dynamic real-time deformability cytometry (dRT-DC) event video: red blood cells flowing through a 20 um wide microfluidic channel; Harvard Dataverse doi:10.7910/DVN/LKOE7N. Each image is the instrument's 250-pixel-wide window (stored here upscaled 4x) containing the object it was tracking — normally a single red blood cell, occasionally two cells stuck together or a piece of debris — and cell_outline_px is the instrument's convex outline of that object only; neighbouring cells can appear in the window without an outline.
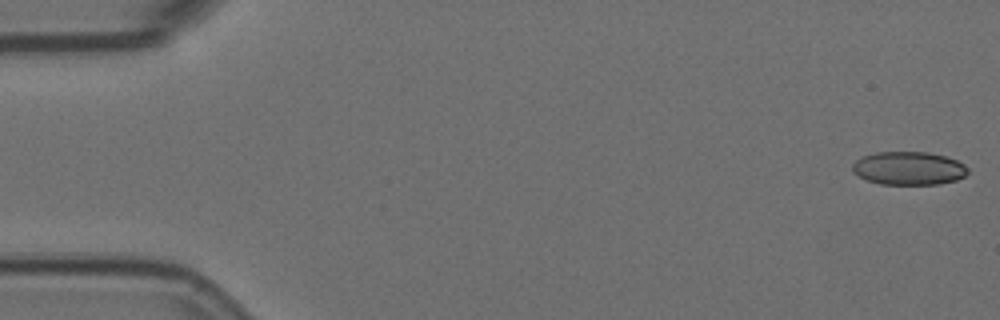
{"species": "Egyptian fruit bat (a non-hibernating species)", "species_latin": "Rousettus aegyptiacus", "temperature_condition": "room temperature", "stored_images_in_passage": 57, "camera_frame_rate_fps": 3000, "um_per_image_px": 0.085, "animal": {"sex": "female"}, "frame": {"image": 1, "passage_image": 1, "time_ms": 0.0, "image_size_px": [1000, 320], "cell_outline_px": [[968, 172], [964, 176], [956, 180], [936, 184], [880, 184], [868, 180], [852, 172], [852, 164], [856, 160], [864, 156], [876, 152], [928, 152], [948, 156], [964, 164], [968, 168]], "centroid_in_image_um": [77.25, 14.29], "position_along_channel_um": 7.7, "area_um2": 22.37}}
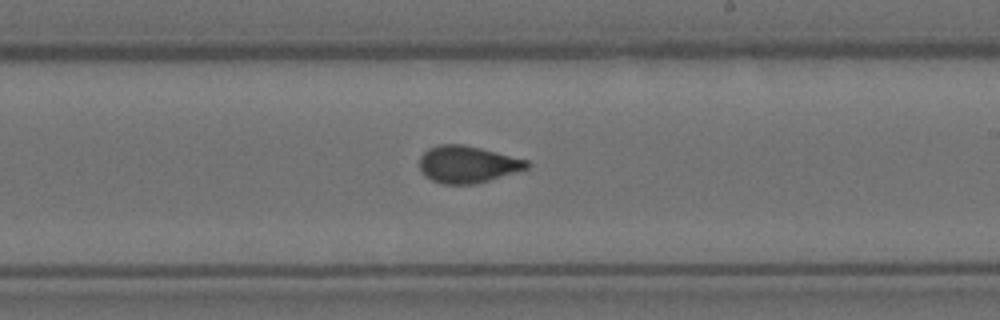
{"frame": {"image": 2, "passage_image": 33, "time_ms": 10.667, "image_size_px": [1000, 320], "cell_outline_px": [[532, 164], [528, 168], [476, 184], [444, 184], [432, 180], [424, 176], [420, 172], [420, 156], [428, 148], [440, 144], [464, 144], [528, 160]], "centroid_in_image_um": [39.72, 13.97], "position_along_channel_um": 249.3, "area_um2": 23.18}}
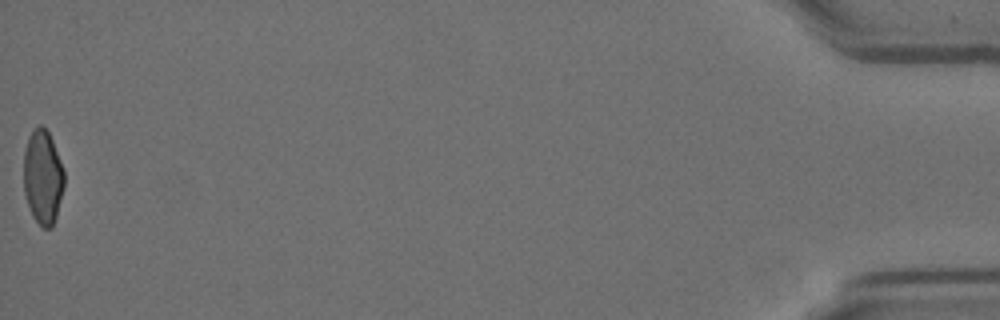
{"frame": {"image": 3, "passage_image": 57, "time_ms": 18.667, "image_size_px": [1000, 320], "cell_outline_px": [[64, 188], [56, 216], [52, 228], [44, 228], [32, 216], [24, 192], [24, 152], [28, 136], [32, 128], [40, 124], [48, 132], [52, 140], [64, 172]], "centroid_in_image_um": [3.63, 15.04], "position_along_channel_um": 431.6, "area_um2": 22.2}, "authors_computed_cell_mechanics": {"area_um2": 23.12, "velocity_mm_per_s": 3.5602, "shape_relaxation_time_tau1_ms": 6.6569, "shape_relaxation_time_tau2_ms": 0.7806, "deformation_change_tau1": 0.1579, "deformation_change_tau2": 0.0474}}